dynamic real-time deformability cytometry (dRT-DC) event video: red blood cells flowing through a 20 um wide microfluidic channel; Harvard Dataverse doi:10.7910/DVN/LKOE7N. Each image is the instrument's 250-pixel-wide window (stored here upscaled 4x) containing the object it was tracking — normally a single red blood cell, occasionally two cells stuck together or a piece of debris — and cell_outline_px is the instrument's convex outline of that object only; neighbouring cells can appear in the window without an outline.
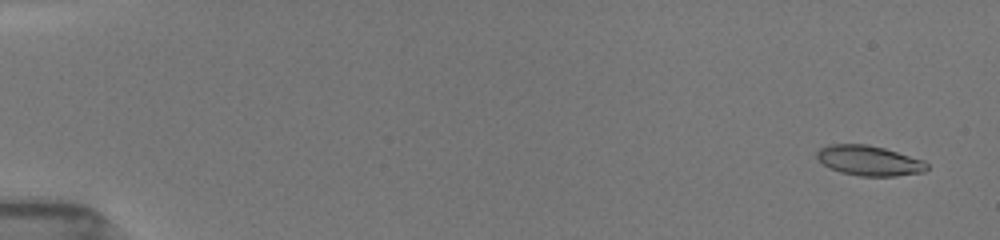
{"species": "common noctule bat (a hibernating species)", "species_latin": "Nyctalus noctula", "temperature_condition": "room temperature", "stored_images_in_passage": 13, "camera_frame_rate_fps": 3000, "um_per_image_px": 0.085, "animal": {"sex": "female", "body_mass_g": 19.5, "forearm_length_mm": 54.1}, "frame": {"image": 1, "passage_image": 1, "time_ms": 0.0, "image_size_px": [1000, 240], "cell_outline_px": [[928, 168], [924, 172], [896, 176], [860, 176], [840, 172], [828, 168], [816, 156], [816, 152], [820, 148], [832, 144], [864, 144], [884, 148], [924, 160], [928, 164]], "centroid_in_image_um": [73.88, 13.66], "position_along_channel_um": 11.1, "area_um2": 19.25}}
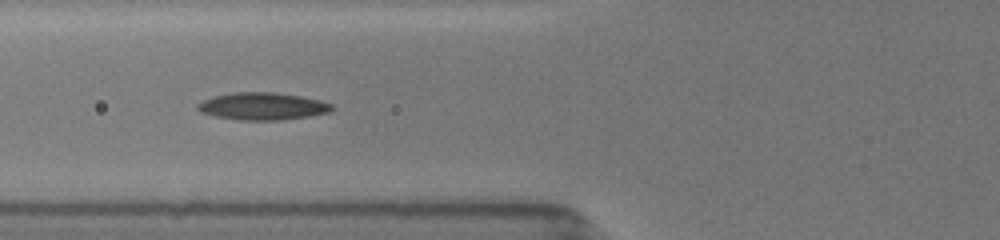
{"frame": {"image": 2, "passage_image": 9, "time_ms": 6.333, "image_size_px": [1000, 240], "cell_outline_px": [[332, 108], [328, 112], [308, 116], [280, 120], [240, 120], [216, 116], [200, 112], [196, 108], [196, 104], [204, 100], [216, 96], [236, 92], [276, 92], [300, 96], [320, 100], [332, 104]], "centroid_in_image_um": [22.3, 9.03], "position_along_channel_um": 103.5, "area_um2": 21.15}}
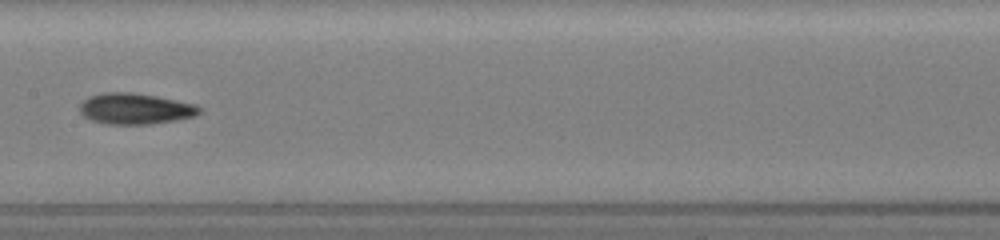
{"frame": {"image": 3, "passage_image": 12, "time_ms": 8.667, "image_size_px": [1000, 240], "cell_outline_px": [[200, 112], [192, 116], [176, 120], [152, 124], [104, 124], [92, 120], [84, 116], [80, 112], [80, 104], [84, 100], [92, 96], [104, 92], [132, 92], [156, 96], [196, 104], [200, 108]], "centroid_in_image_um": [11.48, 9.24], "position_along_channel_um": 195.9, "area_um2": 21.44}}